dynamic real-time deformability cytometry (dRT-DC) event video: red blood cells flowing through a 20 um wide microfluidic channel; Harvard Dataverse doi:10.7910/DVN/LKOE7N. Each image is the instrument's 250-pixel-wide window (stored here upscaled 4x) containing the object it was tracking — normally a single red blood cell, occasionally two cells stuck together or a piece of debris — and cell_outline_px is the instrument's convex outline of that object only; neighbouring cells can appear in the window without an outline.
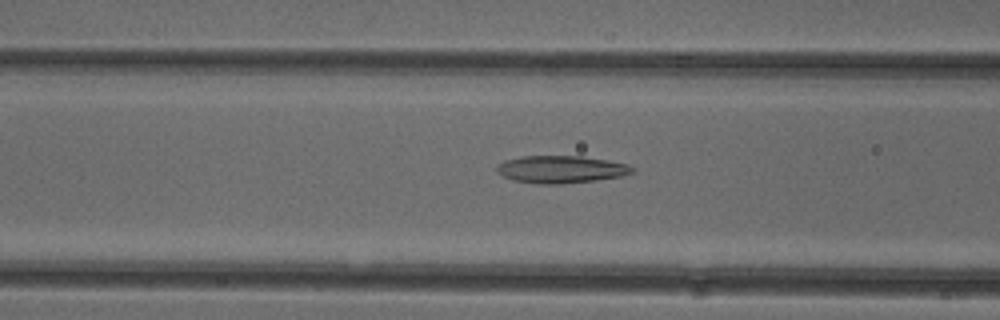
{"species": "common noctule bat (a hibernating species)", "species_latin": "Nyctalus noctula", "temperature_condition": "cold", "stored_images_in_passage": 51, "camera_frame_rate_fps": 3000, "um_per_image_px": 0.085, "animal": {"sex": "female"}, "frame": {"image": 1, "passage_image": 20, "time_ms": 6.333, "image_size_px": [1000, 320], "cell_outline_px": [[636, 172], [620, 176], [596, 180], [560, 184], [540, 184], [512, 180], [496, 172], [496, 168], [504, 160], [520, 156], [580, 156], [608, 160], [628, 164], [636, 168]], "centroid_in_image_um": [47.7, 14.39], "position_along_channel_um": 118.9, "area_um2": 21.73}}
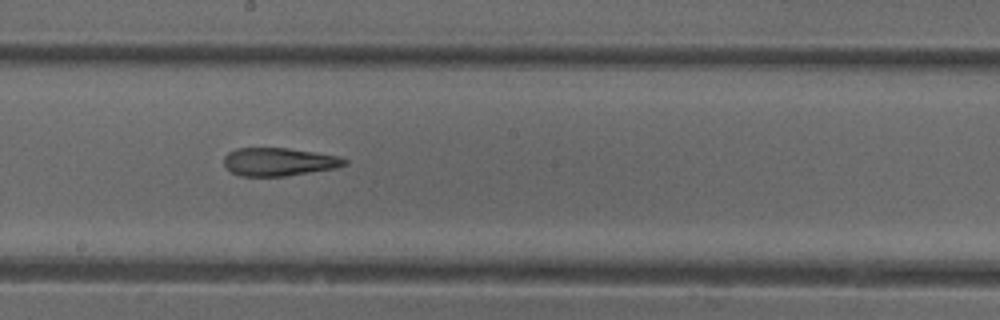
{"frame": {"image": 2, "passage_image": 28, "time_ms": 9.0, "image_size_px": [1000, 320], "cell_outline_px": [[348, 164], [336, 168], [284, 176], [240, 176], [232, 172], [224, 164], [224, 156], [228, 152], [236, 148], [288, 148], [340, 156], [348, 160]], "centroid_in_image_um": [23.72, 13.75], "position_along_channel_um": 224.5, "area_um2": 19.77}}
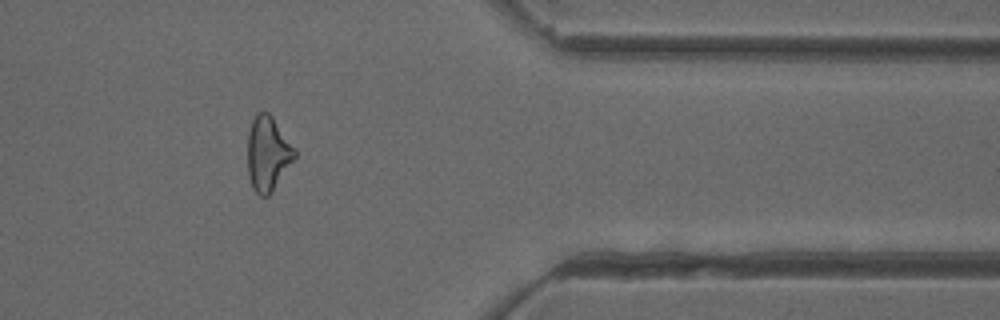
{"frame": {"image": 3, "passage_image": 42, "time_ms": 13.667, "image_size_px": [1000, 320], "cell_outline_px": [[296, 156], [272, 192], [268, 196], [260, 196], [252, 188], [248, 176], [248, 132], [252, 120], [256, 112], [268, 112], [272, 116], [296, 148]], "centroid_in_image_um": [22.76, 13.05], "position_along_channel_um": 388.6, "area_um2": 20.58}, "authors_computed_cell_mechanics": {"area_um2": 21.6172, "velocity_mm_per_s": 3.9501, "shape_relaxation_time_tau1_ms": 7.9057, "shape_relaxation_time_tau2_ms": 3.2594, "deformation_change_tau1": 0.2156, "deformation_change_tau2": 0.1496}}